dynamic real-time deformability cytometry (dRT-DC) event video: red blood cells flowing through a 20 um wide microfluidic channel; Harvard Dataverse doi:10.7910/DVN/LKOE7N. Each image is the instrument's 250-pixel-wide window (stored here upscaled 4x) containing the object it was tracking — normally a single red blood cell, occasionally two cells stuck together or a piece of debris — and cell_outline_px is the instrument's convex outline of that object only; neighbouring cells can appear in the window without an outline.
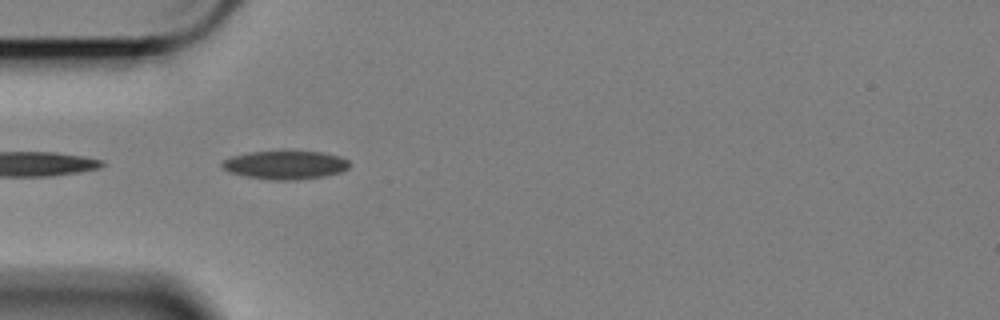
{"species": "Egyptian fruit bat (a non-hibernating species)", "species_latin": "Rousettus aegyptiacus", "temperature_condition": "cold", "stored_images_in_passage": 8, "camera_frame_rate_fps": 3000, "um_per_image_px": 0.085, "animal": {"sex": "female"}, "frame": {"image": 1, "passage_image": 2, "time_ms": 0.333, "image_size_px": [1000, 320], "cell_outline_px": [[352, 164], [348, 168], [340, 172], [324, 176], [296, 180], [268, 180], [244, 176], [228, 172], [220, 164], [224, 160], [232, 156], [248, 152], [320, 152], [340, 156], [348, 160]], "centroid_in_image_um": [24.25, 14.03], "position_along_channel_um": 60.8, "area_um2": 21.1}}